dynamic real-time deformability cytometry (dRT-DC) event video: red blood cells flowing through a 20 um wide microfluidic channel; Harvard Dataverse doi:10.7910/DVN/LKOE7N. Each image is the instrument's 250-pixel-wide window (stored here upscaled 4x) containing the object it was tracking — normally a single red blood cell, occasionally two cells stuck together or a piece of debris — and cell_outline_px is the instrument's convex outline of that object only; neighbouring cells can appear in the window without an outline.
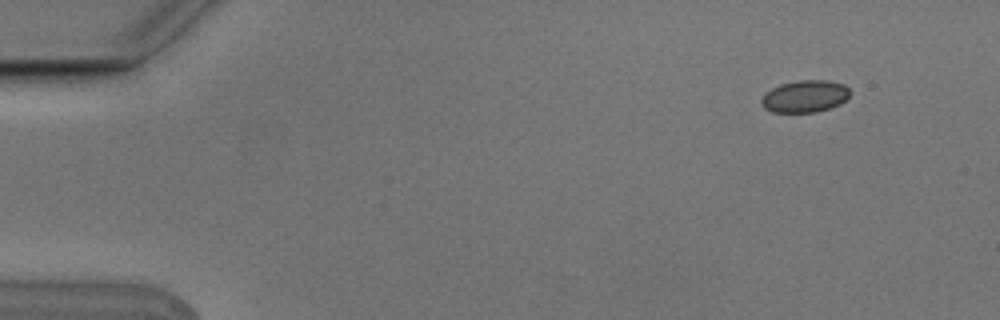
{"species": "Egyptian fruit bat (a non-hibernating species)", "species_latin": "Rousettus aegyptiacus", "temperature_condition": "cold", "stored_images_in_passage": 4, "camera_frame_rate_fps": 3000, "um_per_image_px": 0.085, "animal": {"sex": "male"}, "frame": {"image": 1, "passage_image": 1, "time_ms": 0.0, "image_size_px": [1000, 320], "cell_outline_px": [[848, 96], [840, 104], [816, 112], [772, 112], [764, 108], [760, 104], [760, 100], [764, 92], [780, 84], [800, 80], [828, 80], [844, 84], [848, 88]], "centroid_in_image_um": [68.36, 8.18], "position_along_channel_um": 16.6, "area_um2": 16.59}}
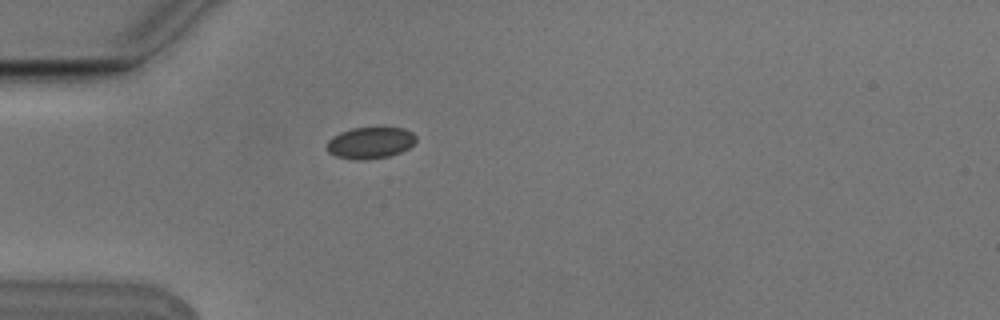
{"frame": {"image": 2, "passage_image": 4, "time_ms": 1.0, "image_size_px": [1000, 320], "cell_outline_px": [[416, 140], [408, 148], [400, 152], [388, 156], [368, 160], [352, 160], [336, 156], [328, 152], [328, 140], [340, 132], [352, 128], [404, 128], [412, 132], [416, 136]], "centroid_in_image_um": [31.47, 12.15], "position_along_channel_um": 53.5, "area_um2": 16.3}}